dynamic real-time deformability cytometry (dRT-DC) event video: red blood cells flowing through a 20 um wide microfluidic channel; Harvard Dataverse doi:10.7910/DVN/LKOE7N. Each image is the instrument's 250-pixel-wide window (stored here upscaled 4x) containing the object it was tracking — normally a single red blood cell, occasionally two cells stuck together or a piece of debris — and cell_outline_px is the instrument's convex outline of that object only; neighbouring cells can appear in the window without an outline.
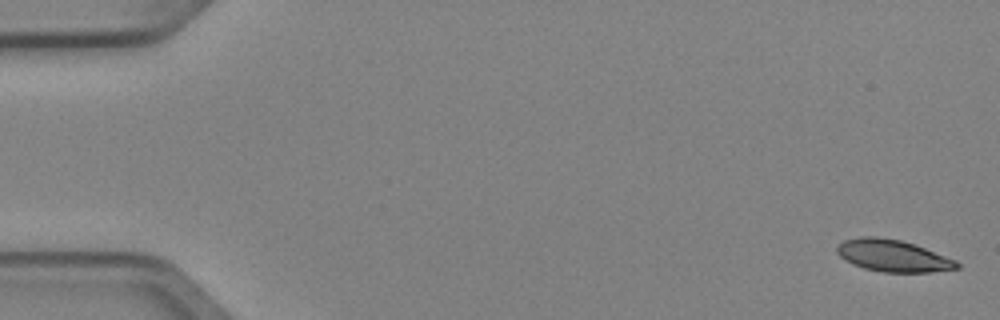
{"species": "Egyptian fruit bat (a non-hibernating species)", "species_latin": "Rousettus aegyptiacus", "temperature_condition": "cold", "stored_images_in_passage": 6, "segment_of_instrument_passage": [1, 2], "camera_frame_rate_fps": 3000, "um_per_image_px": 0.085, "animal": {"sex": "female"}, "frame": {"image": 1, "passage_image": 1, "time_ms": 0.0, "image_size_px": [1000, 320], "cell_outline_px": [[960, 268], [928, 272], [884, 272], [864, 268], [852, 264], [844, 260], [836, 252], [836, 248], [844, 240], [860, 236], [876, 236], [900, 240], [924, 248], [956, 260], [960, 264]], "centroid_in_image_um": [75.87, 21.74], "position_along_channel_um": 9.1, "area_um2": 22.14}}
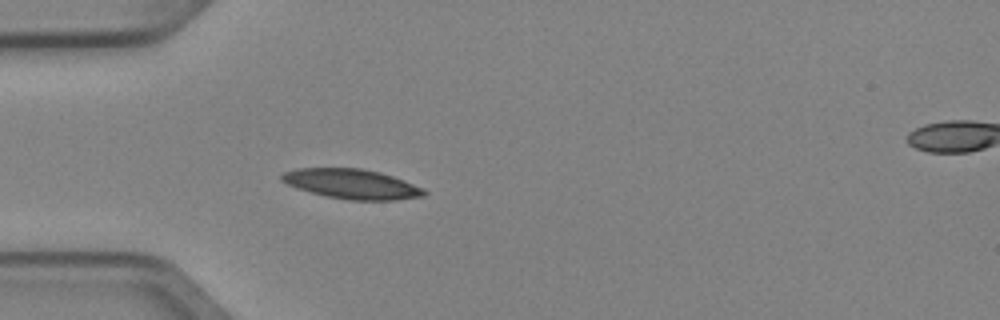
{"frame": {"image": 2, "passage_image": 5, "time_ms": 1.333, "image_size_px": [1000, 320], "cell_outline_px": [[428, 192], [424, 196], [396, 200], [348, 200], [328, 196], [296, 188], [280, 180], [280, 176], [284, 172], [296, 168], [360, 168], [380, 172], [404, 180], [424, 188]], "centroid_in_image_um": [29.92, 15.63], "position_along_channel_um": 55.1, "area_um2": 24.68}}